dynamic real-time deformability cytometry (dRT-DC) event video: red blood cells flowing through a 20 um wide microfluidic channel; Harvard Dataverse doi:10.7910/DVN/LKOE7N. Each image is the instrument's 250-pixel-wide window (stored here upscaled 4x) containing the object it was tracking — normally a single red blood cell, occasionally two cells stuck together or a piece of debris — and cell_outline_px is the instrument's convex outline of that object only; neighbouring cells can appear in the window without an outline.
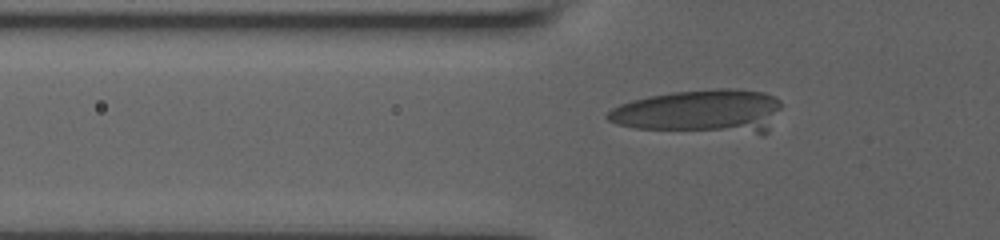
{"species": "human", "species_latin": "Homo sapiens", "temperature_condition": "room temperature", "stored_images_in_passage": 49, "camera_frame_rate_fps": 3000, "um_per_image_px": 0.085, "donor": {"sex": "male"}, "frame": {"image": 1, "passage_image": 16, "time_ms": 5.0, "image_size_px": [1000, 240], "cell_outline_px": [[780, 108], [768, 132], [764, 136], [760, 136], [636, 128], [616, 124], [608, 120], [604, 116], [612, 108], [620, 104], [632, 100], [648, 96], [672, 92], [716, 88], [736, 88], [764, 92], [776, 96], [780, 100]], "centroid_in_image_um": [59.61, 9.5], "position_along_channel_um": 66.2, "area_um2": 45.55}}
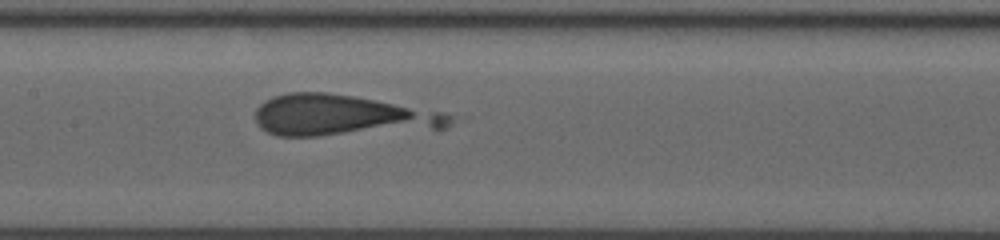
{"frame": {"image": 2, "passage_image": 25, "time_ms": 8.0, "image_size_px": [1000, 240], "cell_outline_px": [[452, 120], [444, 128], [316, 136], [276, 136], [260, 128], [256, 124], [256, 108], [264, 100], [272, 96], [288, 92], [328, 92], [352, 96], [444, 112], [452, 116]], "centroid_in_image_um": [28.97, 9.81], "position_along_channel_um": 178.4, "area_um2": 46.3}}
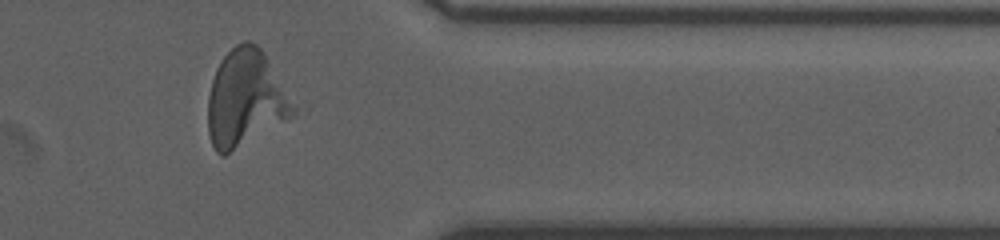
{"frame": {"image": 3, "passage_image": 42, "time_ms": 13.667, "image_size_px": [1000, 240], "cell_outline_px": [[296, 112], [292, 116], [224, 156], [220, 156], [216, 152], [212, 144], [208, 132], [208, 96], [212, 80], [216, 68], [220, 60], [236, 44], [244, 40], [248, 40], [256, 44], [260, 48], [296, 108]], "centroid_in_image_um": [20.81, 8.39], "position_along_channel_um": 390.6, "area_um2": 47.16}}